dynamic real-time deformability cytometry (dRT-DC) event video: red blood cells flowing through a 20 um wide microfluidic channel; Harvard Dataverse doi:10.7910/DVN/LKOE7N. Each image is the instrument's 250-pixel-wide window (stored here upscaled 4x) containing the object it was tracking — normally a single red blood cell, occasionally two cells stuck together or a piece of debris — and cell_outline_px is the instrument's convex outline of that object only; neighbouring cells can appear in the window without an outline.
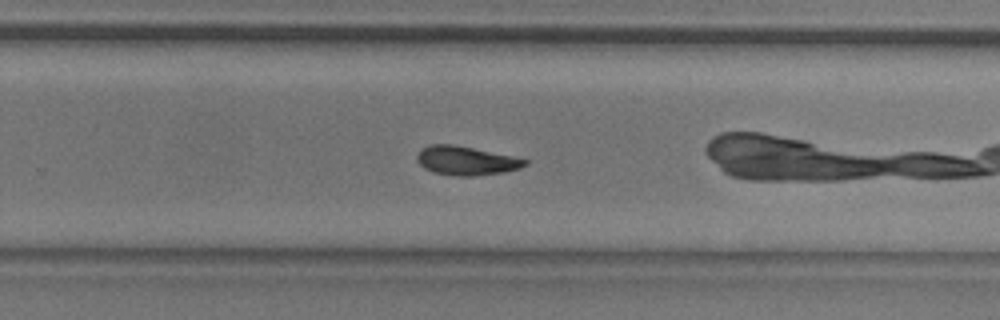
{"species": "common noctule bat (a hibernating species)", "species_latin": "Nyctalus noctula", "temperature_condition": "room temperature", "stored_images_in_passage": 48, "camera_frame_rate_fps": 3000, "um_per_image_px": 0.085, "animal": {"sex": "male", "body_mass_g": 20.5, "forearm_length_mm": 52.5}, "frame": {"image": 1, "passage_image": 28, "time_ms": 9.0, "image_size_px": [1000, 320], "cell_outline_px": [[528, 164], [520, 168], [504, 172], [472, 176], [456, 176], [432, 172], [424, 168], [416, 160], [416, 156], [420, 148], [428, 144], [452, 144], [512, 156], [528, 160]], "centroid_in_image_um": [39.57, 13.65], "position_along_channel_um": 290.2, "area_um2": 18.21}, "authors_computed_cell_mechanics": {"area_um2": 18.207, "velocity_mm_per_s": 3.7969, "shape_relaxation_time_tau1_ms": 4.3523, "shape_relaxation_time_tau2_ms": null, "deformation_change_tau1": 0.1479, "deformation_change_tau2": null}}